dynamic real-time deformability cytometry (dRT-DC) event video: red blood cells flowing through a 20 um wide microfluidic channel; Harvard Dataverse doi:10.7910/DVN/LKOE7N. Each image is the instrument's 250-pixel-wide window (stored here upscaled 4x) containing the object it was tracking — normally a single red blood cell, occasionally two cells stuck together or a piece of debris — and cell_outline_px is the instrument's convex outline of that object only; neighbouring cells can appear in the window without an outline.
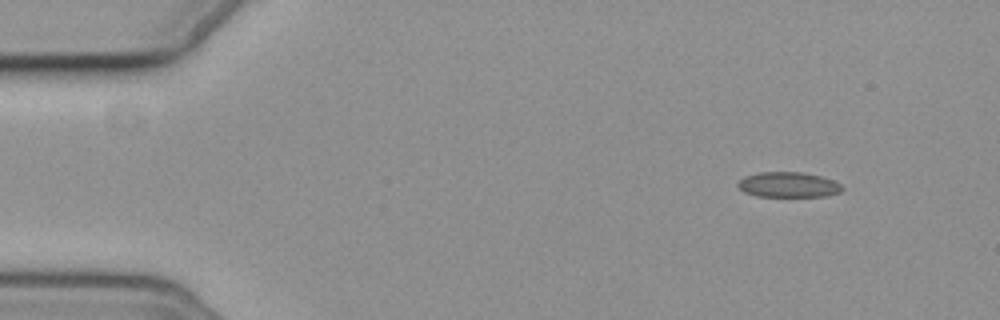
{"species": "common noctule bat (a hibernating species)", "species_latin": "Nyctalus noctula", "temperature_condition": "cold", "stored_images_in_passage": 5, "camera_frame_rate_fps": 3000, "um_per_image_px": 0.085, "animal": {"sex": "female", "body_mass_g": 19.3, "forearm_length_mm": 54.1}, "frame": {"image": 1, "passage_image": 1, "time_ms": 0.0, "image_size_px": [1000, 320], "cell_outline_px": [[844, 188], [840, 192], [828, 196], [756, 196], [744, 192], [736, 184], [744, 176], [760, 172], [804, 172], [820, 176], [832, 180], [840, 184]], "centroid_in_image_um": [67.01, 15.7], "position_along_channel_um": 18.0, "area_um2": 15.32}}
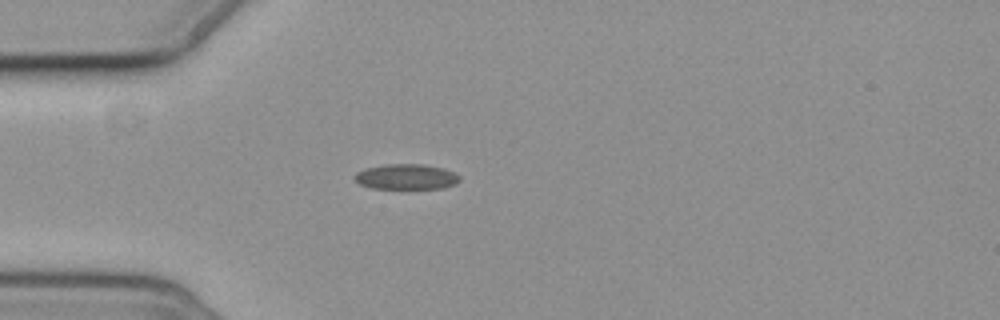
{"frame": {"image": 2, "passage_image": 4, "time_ms": 3.333, "image_size_px": [1000, 320], "cell_outline_px": [[460, 180], [456, 184], [444, 188], [372, 188], [360, 184], [352, 176], [356, 172], [364, 168], [384, 164], [424, 164], [444, 168], [456, 172], [460, 176]], "centroid_in_image_um": [34.55, 15.01], "position_along_channel_um": 50.4, "area_um2": 15.72}}